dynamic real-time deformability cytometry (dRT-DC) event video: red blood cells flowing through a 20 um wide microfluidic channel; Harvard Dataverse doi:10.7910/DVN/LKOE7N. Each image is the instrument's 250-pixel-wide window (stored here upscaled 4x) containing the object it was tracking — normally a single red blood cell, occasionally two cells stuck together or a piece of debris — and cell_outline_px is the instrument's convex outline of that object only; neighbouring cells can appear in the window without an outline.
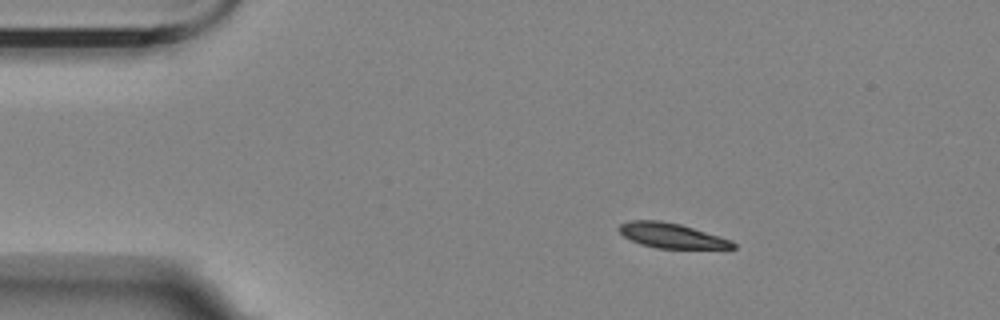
{"species": "Egyptian fruit bat (a non-hibernating species)", "species_latin": "Rousettus aegyptiacus", "temperature_condition": "room temperature", "stored_images_in_passage": 49, "camera_frame_rate_fps": 3000, "um_per_image_px": 0.085, "animal": {"sex": "female"}, "frame": {"image": 1, "passage_image": 1, "time_ms": 0.0, "image_size_px": [1000, 320], "cell_outline_px": [[736, 248], [656, 248], [640, 244], [624, 236], [616, 228], [620, 224], [628, 220], [660, 220], [680, 224], [720, 236], [732, 240], [736, 244]], "centroid_in_image_um": [57.06, 20.01], "position_along_channel_um": 27.9, "area_um2": 16.53}}
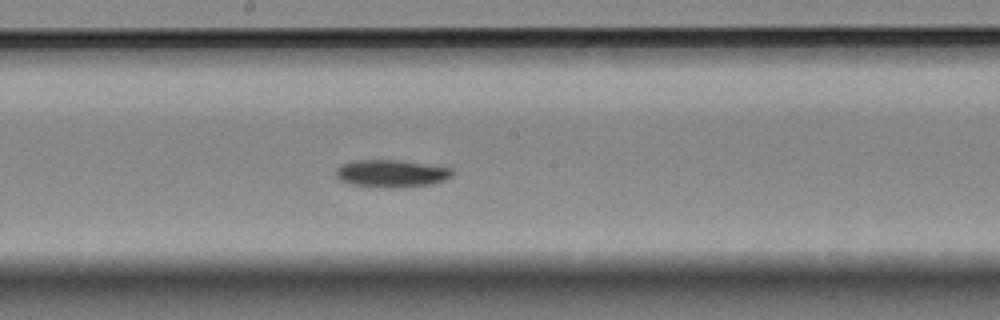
{"frame": {"image": 2, "passage_image": 22, "time_ms": 7.0, "image_size_px": [1000, 320], "cell_outline_px": [[452, 176], [444, 180], [432, 184], [396, 188], [388, 188], [352, 184], [340, 180], [336, 176], [336, 168], [344, 164], [356, 160], [400, 160], [452, 168]], "centroid_in_image_um": [33.28, 14.75], "position_along_channel_um": 214.9, "area_um2": 18.5}}
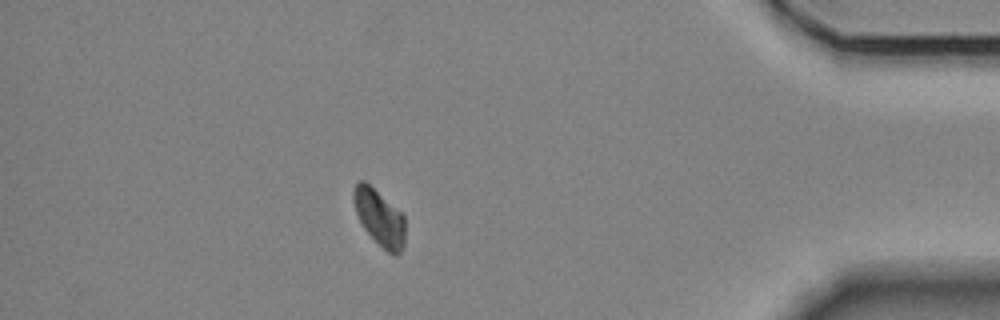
{"frame": {"image": 3, "passage_image": 42, "time_ms": 13.667, "image_size_px": [1000, 320], "cell_outline_px": [[404, 244], [400, 252], [396, 256], [392, 256], [364, 228], [356, 212], [352, 196], [352, 192], [356, 184], [360, 180], [364, 180], [400, 212], [404, 216]], "centroid_in_image_um": [32.25, 18.5], "position_along_channel_um": 403.0, "area_um2": 16.42}, "authors_computed_cell_mechanics": {"area_um2": 17.7446, "velocity_mm_per_s": 3.4683, "shape_relaxation_time_tau1_ms": 5.6366, "shape_relaxation_time_tau2_ms": null, "deformation_change_tau1": 0.1212, "deformation_change_tau2": null}}